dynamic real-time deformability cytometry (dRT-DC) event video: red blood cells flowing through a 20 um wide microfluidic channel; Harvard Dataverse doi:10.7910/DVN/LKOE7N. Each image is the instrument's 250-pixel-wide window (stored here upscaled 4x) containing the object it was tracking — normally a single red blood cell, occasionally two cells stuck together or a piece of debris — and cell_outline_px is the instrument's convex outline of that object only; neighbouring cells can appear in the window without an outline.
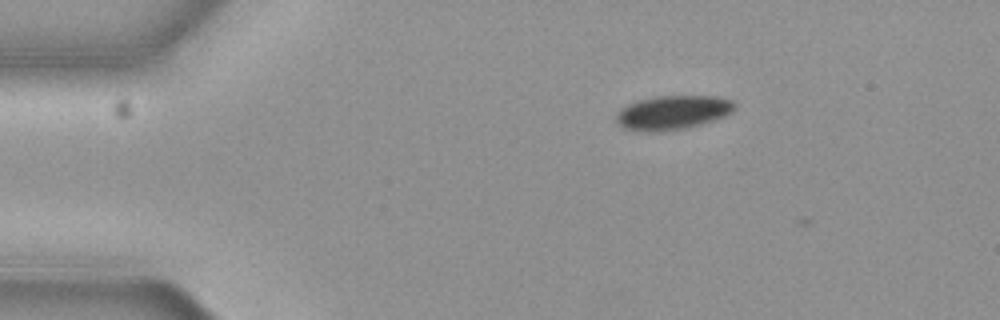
{"species": "common noctule bat (a hibernating species)", "species_latin": "Nyctalus noctula", "temperature_condition": "cold", "stored_images_in_passage": 8, "camera_frame_rate_fps": 3000, "um_per_image_px": 0.085, "animal": {"sex": "female", "body_mass_g": 19.3, "forearm_length_mm": 54.1}, "frame": {"image": 1, "passage_image": 3, "time_ms": 0.667, "image_size_px": [1000, 320], "cell_outline_px": [[736, 108], [732, 112], [724, 116], [712, 120], [680, 128], [624, 128], [616, 124], [616, 116], [620, 108], [628, 104], [640, 100], [656, 96], [720, 96], [732, 100], [736, 104]], "centroid_in_image_um": [57.24, 9.48], "position_along_channel_um": 27.8, "area_um2": 22.37}}